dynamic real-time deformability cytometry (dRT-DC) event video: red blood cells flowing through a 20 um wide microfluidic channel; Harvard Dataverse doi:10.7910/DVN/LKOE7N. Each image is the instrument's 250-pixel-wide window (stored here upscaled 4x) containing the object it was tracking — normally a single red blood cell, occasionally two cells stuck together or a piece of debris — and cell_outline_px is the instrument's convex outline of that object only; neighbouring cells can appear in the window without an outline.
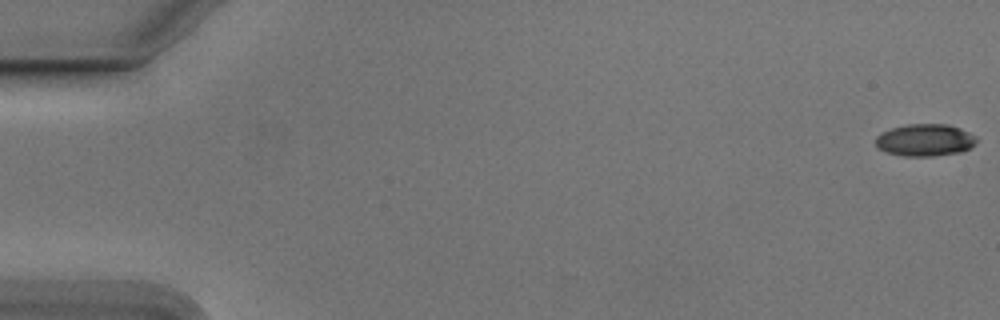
{"species": "Egyptian fruit bat (a non-hibernating species)", "species_latin": "Rousettus aegyptiacus", "temperature_condition": "cold", "stored_images_in_passage": 14, "camera_frame_rate_fps": 3000, "um_per_image_px": 0.085, "animal": {"sex": "male"}, "frame": {"image": 1, "passage_image": 1, "time_ms": 0.0, "image_size_px": [1000, 320], "cell_outline_px": [[976, 144], [960, 152], [932, 156], [904, 156], [884, 152], [876, 148], [876, 136], [880, 132], [892, 128], [908, 124], [948, 124], [960, 128], [968, 132], [976, 140]], "centroid_in_image_um": [78.56, 11.91], "position_along_channel_um": 6.4, "area_um2": 18.9}}